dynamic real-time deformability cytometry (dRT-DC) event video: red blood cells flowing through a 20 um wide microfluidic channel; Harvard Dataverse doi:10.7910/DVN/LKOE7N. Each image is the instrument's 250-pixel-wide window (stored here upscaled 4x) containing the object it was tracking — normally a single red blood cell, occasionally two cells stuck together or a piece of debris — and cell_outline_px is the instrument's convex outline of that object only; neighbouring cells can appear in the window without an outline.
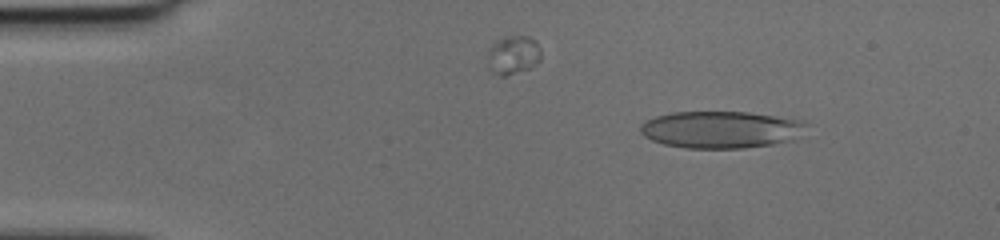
{"species": "human", "species_latin": "Homo sapiens", "temperature_condition": "cold", "stored_images_in_passage": 44, "camera_frame_rate_fps": 3000, "um_per_image_px": 0.085, "donor": {"sex": "female"}, "frame": {"image": 1, "passage_image": 8, "time_ms": 2.333, "image_size_px": [1000, 240], "cell_outline_px": [[804, 124], [780, 140], [772, 144], [740, 148], [688, 148], [664, 144], [652, 140], [644, 136], [640, 132], [640, 128], [648, 120], [656, 116], [672, 112], [748, 112], [796, 120]], "centroid_in_image_um": [61.01, 11.0], "position_along_channel_um": 24.0, "area_um2": 33.99}}
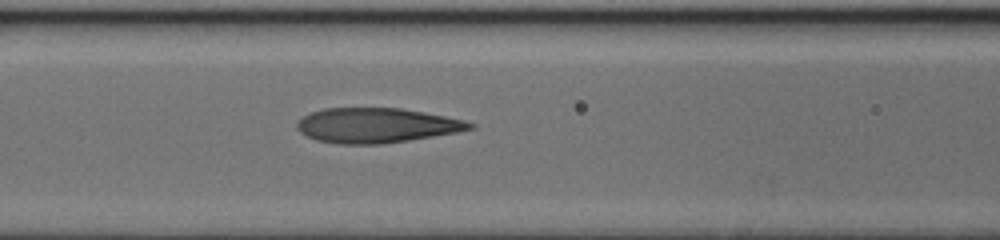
{"frame": {"image": 2, "passage_image": 22, "time_ms": 7.0, "image_size_px": [1000, 240], "cell_outline_px": [[476, 128], [456, 132], [408, 140], [380, 144], [340, 144], [316, 140], [300, 132], [296, 128], [296, 124], [304, 116], [312, 112], [324, 108], [400, 108], [444, 116], [464, 120], [476, 124]], "centroid_in_image_um": [32.0, 10.66], "position_along_channel_um": 134.6, "area_um2": 34.8}}
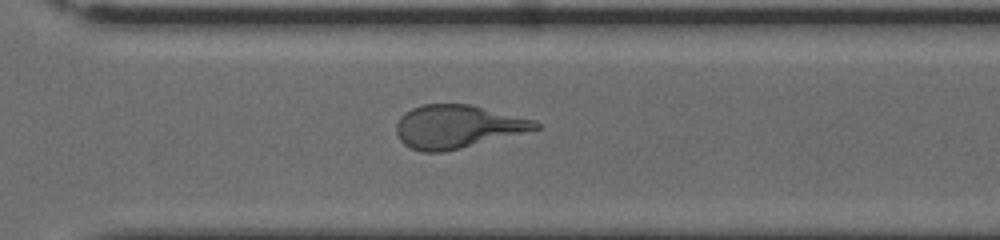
{"frame": {"image": 3, "passage_image": 36, "time_ms": 11.667, "image_size_px": [1000, 240], "cell_outline_px": [[540, 128], [444, 152], [424, 152], [412, 148], [404, 144], [400, 140], [396, 132], [396, 124], [400, 116], [404, 112], [412, 108], [424, 104], [468, 104], [532, 120], [540, 124]], "centroid_in_image_um": [38.79, 10.76], "position_along_channel_um": 331.8, "area_um2": 34.33}}